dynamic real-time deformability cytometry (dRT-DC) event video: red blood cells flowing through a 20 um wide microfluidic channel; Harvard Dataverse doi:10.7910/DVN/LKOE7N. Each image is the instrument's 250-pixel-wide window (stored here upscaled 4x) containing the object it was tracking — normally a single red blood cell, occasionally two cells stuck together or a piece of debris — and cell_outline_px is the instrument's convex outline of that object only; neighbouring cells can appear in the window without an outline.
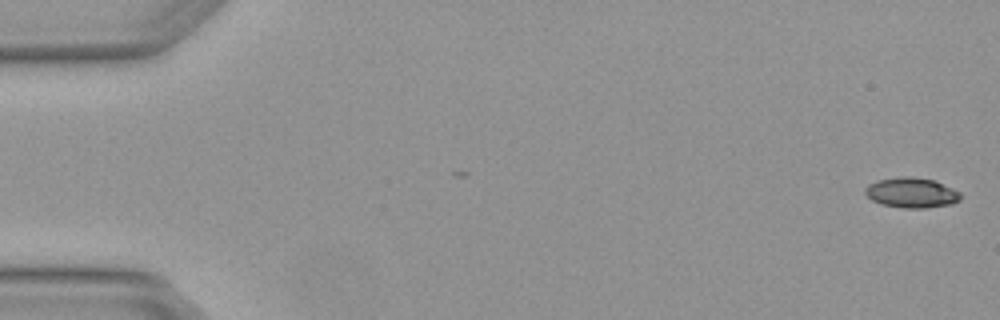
{"species": "Egyptian fruit bat (a non-hibernating species)", "species_latin": "Rousettus aegyptiacus", "temperature_condition": "warm", "stored_images_in_passage": 3, "camera_frame_rate_fps": 3000, "um_per_image_px": 0.085, "animal": {"sex": "female"}, "frame": {"image": 1, "passage_image": 1, "time_ms": 0.0, "image_size_px": [1000, 320], "cell_outline_px": [[960, 200], [952, 204], [924, 208], [904, 208], [880, 204], [872, 200], [864, 192], [864, 188], [868, 184], [880, 180], [900, 176], [912, 176], [932, 180], [960, 192]], "centroid_in_image_um": [77.45, 16.38], "position_along_channel_um": 7.5, "area_um2": 16.65}}